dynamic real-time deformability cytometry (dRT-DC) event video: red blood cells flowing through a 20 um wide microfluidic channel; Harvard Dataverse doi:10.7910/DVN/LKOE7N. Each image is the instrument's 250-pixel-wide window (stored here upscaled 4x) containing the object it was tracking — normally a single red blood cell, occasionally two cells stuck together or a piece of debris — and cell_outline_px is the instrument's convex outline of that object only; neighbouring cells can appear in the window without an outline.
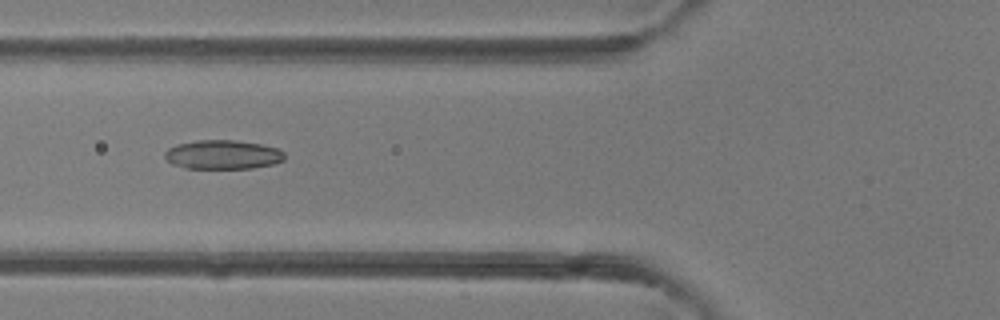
{"species": "common noctule bat (a hibernating species)", "species_latin": "Nyctalus noctula", "temperature_condition": "room temperature", "stored_images_in_passage": 6, "camera_frame_rate_fps": 3000, "um_per_image_px": 0.085, "animal": {"sex": "female"}, "frame": {"image": 1, "passage_image": 5, "time_ms": 4.667, "image_size_px": [1000, 320], "cell_outline_px": [[284, 160], [272, 164], [252, 168], [184, 168], [172, 164], [164, 156], [164, 152], [168, 148], [176, 144], [196, 140], [236, 140], [260, 144], [276, 148], [284, 152]], "centroid_in_image_um": [18.9, 13.14], "position_along_channel_um": 106.9, "area_um2": 20.29}}
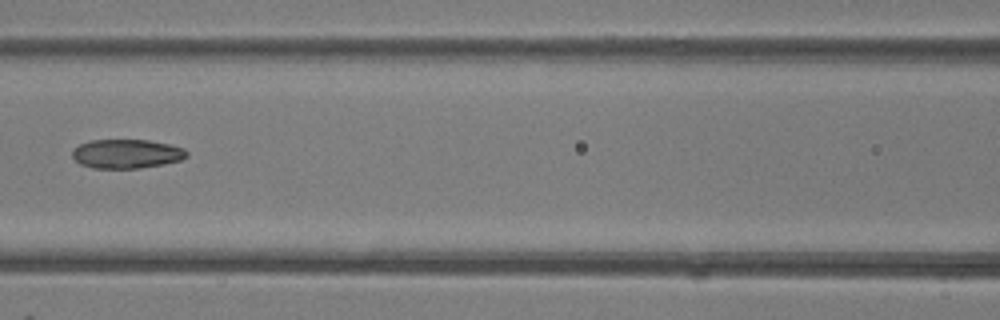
{"frame": {"image": 2, "passage_image": 6, "time_ms": 5.667, "image_size_px": [1000, 320], "cell_outline_px": [[188, 156], [180, 160], [164, 164], [140, 168], [92, 168], [80, 164], [72, 156], [72, 148], [80, 144], [92, 140], [148, 140], [168, 144], [184, 148], [188, 152]], "centroid_in_image_um": [10.75, 13.07], "position_along_channel_um": 155.8, "area_um2": 19.42}}